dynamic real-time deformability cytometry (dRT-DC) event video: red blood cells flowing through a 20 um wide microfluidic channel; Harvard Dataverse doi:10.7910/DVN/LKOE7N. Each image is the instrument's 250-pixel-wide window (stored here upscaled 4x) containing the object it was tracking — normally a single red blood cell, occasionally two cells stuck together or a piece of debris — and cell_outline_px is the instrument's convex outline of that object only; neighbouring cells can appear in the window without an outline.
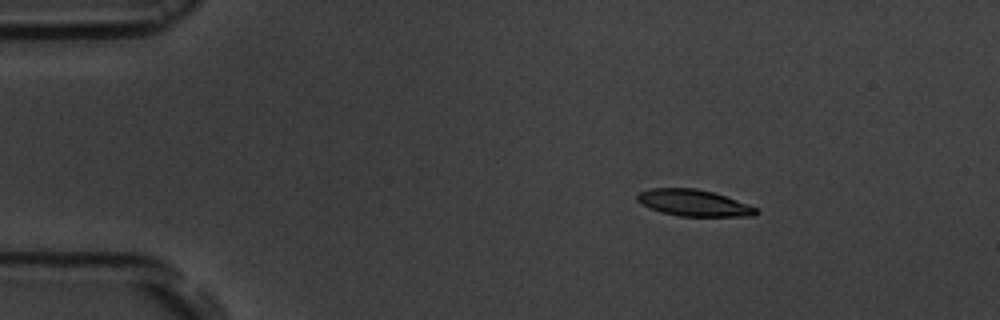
{"species": "common noctule bat (a hibernating species)", "species_latin": "Nyctalus noctula", "temperature_condition": "room temperature", "stored_images_in_passage": 5, "camera_frame_rate_fps": 3000, "um_per_image_px": 0.085, "animal": {"sex": "male", "body_mass_g": 19.5, "forearm_length_mm": 54.6}, "frame": {"image": 1, "passage_image": 3, "time_ms": 2.667, "image_size_px": [1000, 320], "cell_outline_px": [[760, 212], [756, 216], [676, 216], [660, 212], [636, 200], [636, 196], [640, 192], [648, 188], [696, 188], [712, 192], [748, 204], [756, 208]], "centroid_in_image_um": [58.97, 17.25], "position_along_channel_um": 26.0, "area_um2": 18.26}}